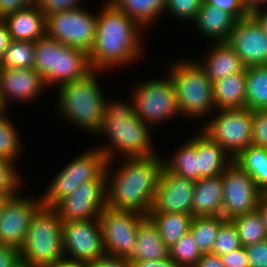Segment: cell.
<instances>
[{"label":"cell","mask_w":267,"mask_h":267,"mask_svg":"<svg viewBox=\"0 0 267 267\" xmlns=\"http://www.w3.org/2000/svg\"><path fill=\"white\" fill-rule=\"evenodd\" d=\"M35 4V0H0V19Z\"/></svg>","instance_id":"cell-47"},{"label":"cell","mask_w":267,"mask_h":267,"mask_svg":"<svg viewBox=\"0 0 267 267\" xmlns=\"http://www.w3.org/2000/svg\"><path fill=\"white\" fill-rule=\"evenodd\" d=\"M148 217L158 228L163 242L170 248L189 232L193 219L187 213H149Z\"/></svg>","instance_id":"cell-29"},{"label":"cell","mask_w":267,"mask_h":267,"mask_svg":"<svg viewBox=\"0 0 267 267\" xmlns=\"http://www.w3.org/2000/svg\"><path fill=\"white\" fill-rule=\"evenodd\" d=\"M118 10L137 22L143 30L162 15L165 0H108ZM151 24V25H150Z\"/></svg>","instance_id":"cell-27"},{"label":"cell","mask_w":267,"mask_h":267,"mask_svg":"<svg viewBox=\"0 0 267 267\" xmlns=\"http://www.w3.org/2000/svg\"><path fill=\"white\" fill-rule=\"evenodd\" d=\"M42 205L41 197L32 199L20 193L8 197L0 215V244L19 250L34 213Z\"/></svg>","instance_id":"cell-16"},{"label":"cell","mask_w":267,"mask_h":267,"mask_svg":"<svg viewBox=\"0 0 267 267\" xmlns=\"http://www.w3.org/2000/svg\"><path fill=\"white\" fill-rule=\"evenodd\" d=\"M92 69L84 77L58 86L57 106L60 115L77 127L95 134L101 127L105 113L104 94Z\"/></svg>","instance_id":"cell-4"},{"label":"cell","mask_w":267,"mask_h":267,"mask_svg":"<svg viewBox=\"0 0 267 267\" xmlns=\"http://www.w3.org/2000/svg\"><path fill=\"white\" fill-rule=\"evenodd\" d=\"M213 100L215 111L246 108V71L213 83Z\"/></svg>","instance_id":"cell-26"},{"label":"cell","mask_w":267,"mask_h":267,"mask_svg":"<svg viewBox=\"0 0 267 267\" xmlns=\"http://www.w3.org/2000/svg\"><path fill=\"white\" fill-rule=\"evenodd\" d=\"M233 161L252 177L263 193H267V149L252 144Z\"/></svg>","instance_id":"cell-30"},{"label":"cell","mask_w":267,"mask_h":267,"mask_svg":"<svg viewBox=\"0 0 267 267\" xmlns=\"http://www.w3.org/2000/svg\"><path fill=\"white\" fill-rule=\"evenodd\" d=\"M46 87L43 77L34 68H0V98L6 110L10 100L32 102Z\"/></svg>","instance_id":"cell-19"},{"label":"cell","mask_w":267,"mask_h":267,"mask_svg":"<svg viewBox=\"0 0 267 267\" xmlns=\"http://www.w3.org/2000/svg\"><path fill=\"white\" fill-rule=\"evenodd\" d=\"M220 259L226 267H249L246 250L243 246L221 255Z\"/></svg>","instance_id":"cell-44"},{"label":"cell","mask_w":267,"mask_h":267,"mask_svg":"<svg viewBox=\"0 0 267 267\" xmlns=\"http://www.w3.org/2000/svg\"><path fill=\"white\" fill-rule=\"evenodd\" d=\"M191 138L174 151L168 161L163 160V165L174 174L197 181L199 180L197 135Z\"/></svg>","instance_id":"cell-28"},{"label":"cell","mask_w":267,"mask_h":267,"mask_svg":"<svg viewBox=\"0 0 267 267\" xmlns=\"http://www.w3.org/2000/svg\"><path fill=\"white\" fill-rule=\"evenodd\" d=\"M245 8L251 13L253 10L261 8L262 3H267V0H242Z\"/></svg>","instance_id":"cell-54"},{"label":"cell","mask_w":267,"mask_h":267,"mask_svg":"<svg viewBox=\"0 0 267 267\" xmlns=\"http://www.w3.org/2000/svg\"><path fill=\"white\" fill-rule=\"evenodd\" d=\"M246 71V108L267 109V65L247 67Z\"/></svg>","instance_id":"cell-31"},{"label":"cell","mask_w":267,"mask_h":267,"mask_svg":"<svg viewBox=\"0 0 267 267\" xmlns=\"http://www.w3.org/2000/svg\"><path fill=\"white\" fill-rule=\"evenodd\" d=\"M147 216L106 207L99 216L106 255L127 258L136 244L139 224Z\"/></svg>","instance_id":"cell-12"},{"label":"cell","mask_w":267,"mask_h":267,"mask_svg":"<svg viewBox=\"0 0 267 267\" xmlns=\"http://www.w3.org/2000/svg\"><path fill=\"white\" fill-rule=\"evenodd\" d=\"M249 267H267V239L245 247Z\"/></svg>","instance_id":"cell-42"},{"label":"cell","mask_w":267,"mask_h":267,"mask_svg":"<svg viewBox=\"0 0 267 267\" xmlns=\"http://www.w3.org/2000/svg\"><path fill=\"white\" fill-rule=\"evenodd\" d=\"M8 197L9 196H7V195L0 194V215H1V211H2V208L4 206V203Z\"/></svg>","instance_id":"cell-55"},{"label":"cell","mask_w":267,"mask_h":267,"mask_svg":"<svg viewBox=\"0 0 267 267\" xmlns=\"http://www.w3.org/2000/svg\"><path fill=\"white\" fill-rule=\"evenodd\" d=\"M48 267H86V263L80 261H71L68 259H62L56 262L54 265Z\"/></svg>","instance_id":"cell-53"},{"label":"cell","mask_w":267,"mask_h":267,"mask_svg":"<svg viewBox=\"0 0 267 267\" xmlns=\"http://www.w3.org/2000/svg\"><path fill=\"white\" fill-rule=\"evenodd\" d=\"M225 220L223 216L193 217L189 232L194 237L202 253L212 252L218 230Z\"/></svg>","instance_id":"cell-33"},{"label":"cell","mask_w":267,"mask_h":267,"mask_svg":"<svg viewBox=\"0 0 267 267\" xmlns=\"http://www.w3.org/2000/svg\"><path fill=\"white\" fill-rule=\"evenodd\" d=\"M222 175L195 181L191 214L197 216H222Z\"/></svg>","instance_id":"cell-22"},{"label":"cell","mask_w":267,"mask_h":267,"mask_svg":"<svg viewBox=\"0 0 267 267\" xmlns=\"http://www.w3.org/2000/svg\"><path fill=\"white\" fill-rule=\"evenodd\" d=\"M130 267H179L170 257L165 260L131 261Z\"/></svg>","instance_id":"cell-48"},{"label":"cell","mask_w":267,"mask_h":267,"mask_svg":"<svg viewBox=\"0 0 267 267\" xmlns=\"http://www.w3.org/2000/svg\"><path fill=\"white\" fill-rule=\"evenodd\" d=\"M148 129L149 125L135 114L133 97L130 104L129 100L126 103L106 99L104 119L96 134H104L109 140L106 146L97 149L105 155L107 163H112L116 154L122 156L121 153L125 158L151 156L156 152Z\"/></svg>","instance_id":"cell-3"},{"label":"cell","mask_w":267,"mask_h":267,"mask_svg":"<svg viewBox=\"0 0 267 267\" xmlns=\"http://www.w3.org/2000/svg\"><path fill=\"white\" fill-rule=\"evenodd\" d=\"M199 180L222 175L233 162L232 157L202 130L197 135Z\"/></svg>","instance_id":"cell-25"},{"label":"cell","mask_w":267,"mask_h":267,"mask_svg":"<svg viewBox=\"0 0 267 267\" xmlns=\"http://www.w3.org/2000/svg\"><path fill=\"white\" fill-rule=\"evenodd\" d=\"M193 22L200 34L218 43L228 40L237 19L229 12L203 1Z\"/></svg>","instance_id":"cell-23"},{"label":"cell","mask_w":267,"mask_h":267,"mask_svg":"<svg viewBox=\"0 0 267 267\" xmlns=\"http://www.w3.org/2000/svg\"><path fill=\"white\" fill-rule=\"evenodd\" d=\"M86 267H130L127 258L104 255L86 263Z\"/></svg>","instance_id":"cell-46"},{"label":"cell","mask_w":267,"mask_h":267,"mask_svg":"<svg viewBox=\"0 0 267 267\" xmlns=\"http://www.w3.org/2000/svg\"><path fill=\"white\" fill-rule=\"evenodd\" d=\"M204 0H165L164 12H170L173 17L193 22L201 9Z\"/></svg>","instance_id":"cell-39"},{"label":"cell","mask_w":267,"mask_h":267,"mask_svg":"<svg viewBox=\"0 0 267 267\" xmlns=\"http://www.w3.org/2000/svg\"><path fill=\"white\" fill-rule=\"evenodd\" d=\"M15 168L14 162L0 158V194L10 197L21 191L19 188L23 186V180Z\"/></svg>","instance_id":"cell-38"},{"label":"cell","mask_w":267,"mask_h":267,"mask_svg":"<svg viewBox=\"0 0 267 267\" xmlns=\"http://www.w3.org/2000/svg\"><path fill=\"white\" fill-rule=\"evenodd\" d=\"M106 166L107 159L96 146L93 150L90 149L75 157L52 179L41 196L42 204L54 207L82 183L97 180L105 172Z\"/></svg>","instance_id":"cell-8"},{"label":"cell","mask_w":267,"mask_h":267,"mask_svg":"<svg viewBox=\"0 0 267 267\" xmlns=\"http://www.w3.org/2000/svg\"><path fill=\"white\" fill-rule=\"evenodd\" d=\"M194 267H226L219 255L203 253Z\"/></svg>","instance_id":"cell-49"},{"label":"cell","mask_w":267,"mask_h":267,"mask_svg":"<svg viewBox=\"0 0 267 267\" xmlns=\"http://www.w3.org/2000/svg\"><path fill=\"white\" fill-rule=\"evenodd\" d=\"M20 251L11 246L0 244V267H20Z\"/></svg>","instance_id":"cell-45"},{"label":"cell","mask_w":267,"mask_h":267,"mask_svg":"<svg viewBox=\"0 0 267 267\" xmlns=\"http://www.w3.org/2000/svg\"><path fill=\"white\" fill-rule=\"evenodd\" d=\"M34 69L46 85L61 86L84 77L92 68L89 55L78 48L69 47L48 36L34 42Z\"/></svg>","instance_id":"cell-6"},{"label":"cell","mask_w":267,"mask_h":267,"mask_svg":"<svg viewBox=\"0 0 267 267\" xmlns=\"http://www.w3.org/2000/svg\"><path fill=\"white\" fill-rule=\"evenodd\" d=\"M5 114L6 111L0 114V158L15 163L21 152V140L14 123Z\"/></svg>","instance_id":"cell-35"},{"label":"cell","mask_w":267,"mask_h":267,"mask_svg":"<svg viewBox=\"0 0 267 267\" xmlns=\"http://www.w3.org/2000/svg\"><path fill=\"white\" fill-rule=\"evenodd\" d=\"M250 15L257 21L264 33L267 35V9L266 11L262 8L255 9L250 13Z\"/></svg>","instance_id":"cell-51"},{"label":"cell","mask_w":267,"mask_h":267,"mask_svg":"<svg viewBox=\"0 0 267 267\" xmlns=\"http://www.w3.org/2000/svg\"><path fill=\"white\" fill-rule=\"evenodd\" d=\"M19 251L21 263L26 267H48L65 259L62 221L53 207L42 205L34 213Z\"/></svg>","instance_id":"cell-5"},{"label":"cell","mask_w":267,"mask_h":267,"mask_svg":"<svg viewBox=\"0 0 267 267\" xmlns=\"http://www.w3.org/2000/svg\"><path fill=\"white\" fill-rule=\"evenodd\" d=\"M222 216L226 220L255 211L262 191L252 177L234 161L222 174Z\"/></svg>","instance_id":"cell-13"},{"label":"cell","mask_w":267,"mask_h":267,"mask_svg":"<svg viewBox=\"0 0 267 267\" xmlns=\"http://www.w3.org/2000/svg\"><path fill=\"white\" fill-rule=\"evenodd\" d=\"M204 2L229 12L237 20L244 19L250 15L242 0H204Z\"/></svg>","instance_id":"cell-43"},{"label":"cell","mask_w":267,"mask_h":267,"mask_svg":"<svg viewBox=\"0 0 267 267\" xmlns=\"http://www.w3.org/2000/svg\"><path fill=\"white\" fill-rule=\"evenodd\" d=\"M53 208L61 221L99 218L106 208V173L97 180L82 183Z\"/></svg>","instance_id":"cell-15"},{"label":"cell","mask_w":267,"mask_h":267,"mask_svg":"<svg viewBox=\"0 0 267 267\" xmlns=\"http://www.w3.org/2000/svg\"><path fill=\"white\" fill-rule=\"evenodd\" d=\"M176 62L170 64L168 75L175 86L179 114L193 119L208 116L213 108L215 111L213 83L198 62L191 59Z\"/></svg>","instance_id":"cell-7"},{"label":"cell","mask_w":267,"mask_h":267,"mask_svg":"<svg viewBox=\"0 0 267 267\" xmlns=\"http://www.w3.org/2000/svg\"><path fill=\"white\" fill-rule=\"evenodd\" d=\"M62 239L65 259L87 263L106 255L99 218L62 221Z\"/></svg>","instance_id":"cell-14"},{"label":"cell","mask_w":267,"mask_h":267,"mask_svg":"<svg viewBox=\"0 0 267 267\" xmlns=\"http://www.w3.org/2000/svg\"><path fill=\"white\" fill-rule=\"evenodd\" d=\"M80 2L81 0H35V5L45 16H48L53 13L81 8Z\"/></svg>","instance_id":"cell-40"},{"label":"cell","mask_w":267,"mask_h":267,"mask_svg":"<svg viewBox=\"0 0 267 267\" xmlns=\"http://www.w3.org/2000/svg\"><path fill=\"white\" fill-rule=\"evenodd\" d=\"M213 43L215 44L208 50L203 62L197 61L212 83L245 70L240 57L227 42Z\"/></svg>","instance_id":"cell-21"},{"label":"cell","mask_w":267,"mask_h":267,"mask_svg":"<svg viewBox=\"0 0 267 267\" xmlns=\"http://www.w3.org/2000/svg\"><path fill=\"white\" fill-rule=\"evenodd\" d=\"M6 111L5 107L2 104L1 98H0V114Z\"/></svg>","instance_id":"cell-56"},{"label":"cell","mask_w":267,"mask_h":267,"mask_svg":"<svg viewBox=\"0 0 267 267\" xmlns=\"http://www.w3.org/2000/svg\"><path fill=\"white\" fill-rule=\"evenodd\" d=\"M257 210L259 211L267 231V193H262Z\"/></svg>","instance_id":"cell-52"},{"label":"cell","mask_w":267,"mask_h":267,"mask_svg":"<svg viewBox=\"0 0 267 267\" xmlns=\"http://www.w3.org/2000/svg\"><path fill=\"white\" fill-rule=\"evenodd\" d=\"M203 255L190 232L183 235L169 248V257L179 267H194Z\"/></svg>","instance_id":"cell-36"},{"label":"cell","mask_w":267,"mask_h":267,"mask_svg":"<svg viewBox=\"0 0 267 267\" xmlns=\"http://www.w3.org/2000/svg\"><path fill=\"white\" fill-rule=\"evenodd\" d=\"M226 42L245 68L267 65V35L251 15L237 20Z\"/></svg>","instance_id":"cell-18"},{"label":"cell","mask_w":267,"mask_h":267,"mask_svg":"<svg viewBox=\"0 0 267 267\" xmlns=\"http://www.w3.org/2000/svg\"><path fill=\"white\" fill-rule=\"evenodd\" d=\"M195 181L161 169L155 198L149 213L191 214Z\"/></svg>","instance_id":"cell-17"},{"label":"cell","mask_w":267,"mask_h":267,"mask_svg":"<svg viewBox=\"0 0 267 267\" xmlns=\"http://www.w3.org/2000/svg\"><path fill=\"white\" fill-rule=\"evenodd\" d=\"M169 258V247L163 242L158 228L147 216L138 227L136 244L127 259L131 261L165 260Z\"/></svg>","instance_id":"cell-24"},{"label":"cell","mask_w":267,"mask_h":267,"mask_svg":"<svg viewBox=\"0 0 267 267\" xmlns=\"http://www.w3.org/2000/svg\"><path fill=\"white\" fill-rule=\"evenodd\" d=\"M253 145L267 149V109L253 111Z\"/></svg>","instance_id":"cell-41"},{"label":"cell","mask_w":267,"mask_h":267,"mask_svg":"<svg viewBox=\"0 0 267 267\" xmlns=\"http://www.w3.org/2000/svg\"><path fill=\"white\" fill-rule=\"evenodd\" d=\"M82 8L46 16V36L89 54L96 38L97 14Z\"/></svg>","instance_id":"cell-11"},{"label":"cell","mask_w":267,"mask_h":267,"mask_svg":"<svg viewBox=\"0 0 267 267\" xmlns=\"http://www.w3.org/2000/svg\"><path fill=\"white\" fill-rule=\"evenodd\" d=\"M216 112L200 129L234 159L253 144V111L243 108Z\"/></svg>","instance_id":"cell-9"},{"label":"cell","mask_w":267,"mask_h":267,"mask_svg":"<svg viewBox=\"0 0 267 267\" xmlns=\"http://www.w3.org/2000/svg\"><path fill=\"white\" fill-rule=\"evenodd\" d=\"M159 154L148 157H128L111 172L106 166V207L134 211L148 216L163 167ZM110 170V171H109ZM112 174V175H111Z\"/></svg>","instance_id":"cell-1"},{"label":"cell","mask_w":267,"mask_h":267,"mask_svg":"<svg viewBox=\"0 0 267 267\" xmlns=\"http://www.w3.org/2000/svg\"><path fill=\"white\" fill-rule=\"evenodd\" d=\"M12 40L36 42L46 36V16L34 4L3 19Z\"/></svg>","instance_id":"cell-20"},{"label":"cell","mask_w":267,"mask_h":267,"mask_svg":"<svg viewBox=\"0 0 267 267\" xmlns=\"http://www.w3.org/2000/svg\"><path fill=\"white\" fill-rule=\"evenodd\" d=\"M104 4L103 10L97 14L96 38L88 54L91 68L100 72L131 64L143 54L139 34L143 28L111 2Z\"/></svg>","instance_id":"cell-2"},{"label":"cell","mask_w":267,"mask_h":267,"mask_svg":"<svg viewBox=\"0 0 267 267\" xmlns=\"http://www.w3.org/2000/svg\"><path fill=\"white\" fill-rule=\"evenodd\" d=\"M167 76L141 82L132 91L135 114L146 124L158 125L179 115L175 86Z\"/></svg>","instance_id":"cell-10"},{"label":"cell","mask_w":267,"mask_h":267,"mask_svg":"<svg viewBox=\"0 0 267 267\" xmlns=\"http://www.w3.org/2000/svg\"><path fill=\"white\" fill-rule=\"evenodd\" d=\"M12 41L7 25L0 19V58Z\"/></svg>","instance_id":"cell-50"},{"label":"cell","mask_w":267,"mask_h":267,"mask_svg":"<svg viewBox=\"0 0 267 267\" xmlns=\"http://www.w3.org/2000/svg\"><path fill=\"white\" fill-rule=\"evenodd\" d=\"M34 42L12 40L0 58V68L28 69L34 68Z\"/></svg>","instance_id":"cell-34"},{"label":"cell","mask_w":267,"mask_h":267,"mask_svg":"<svg viewBox=\"0 0 267 267\" xmlns=\"http://www.w3.org/2000/svg\"><path fill=\"white\" fill-rule=\"evenodd\" d=\"M231 221L237 229L241 246L246 247L267 239V231L257 209L234 217Z\"/></svg>","instance_id":"cell-32"},{"label":"cell","mask_w":267,"mask_h":267,"mask_svg":"<svg viewBox=\"0 0 267 267\" xmlns=\"http://www.w3.org/2000/svg\"><path fill=\"white\" fill-rule=\"evenodd\" d=\"M241 247L238 232L231 220H225L215 238L212 254L224 255Z\"/></svg>","instance_id":"cell-37"}]
</instances>
